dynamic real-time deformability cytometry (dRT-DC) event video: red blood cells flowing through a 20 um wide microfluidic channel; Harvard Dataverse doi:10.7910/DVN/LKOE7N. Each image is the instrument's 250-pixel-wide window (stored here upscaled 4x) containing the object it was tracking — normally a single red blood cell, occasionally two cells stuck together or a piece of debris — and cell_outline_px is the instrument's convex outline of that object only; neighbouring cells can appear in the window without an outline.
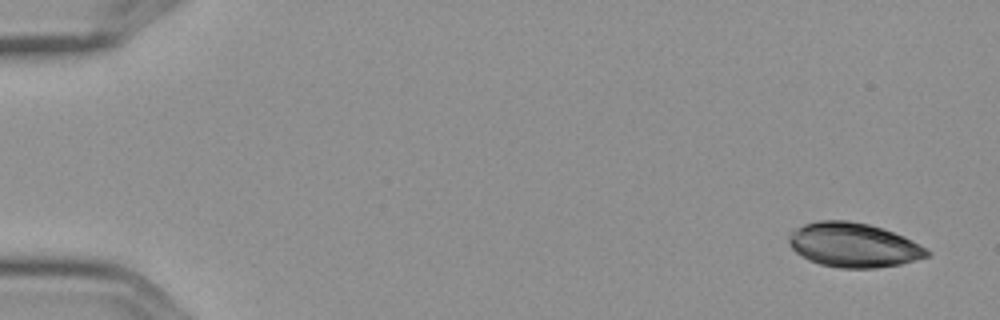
{"species": "Egyptian fruit bat (a non-hibernating species)", "species_latin": "Rousettus aegyptiacus", "temperature_condition": "cold", "stored_images_in_passage": 5, "camera_frame_rate_fps": 3000, "um_per_image_px": 0.085, "frame": {"image": 1, "passage_image": 1, "time_ms": 0.0, "image_size_px": [1000, 320], "cell_outline_px": [[932, 252], [928, 256], [916, 260], [900, 264], [876, 268], [840, 268], [820, 264], [808, 260], [800, 256], [788, 244], [788, 236], [796, 228], [804, 224], [816, 220], [848, 220], [868, 224], [904, 236]], "centroid_in_image_um": [72.51, 20.83], "position_along_channel_um": 12.5, "area_um2": 35.72}}